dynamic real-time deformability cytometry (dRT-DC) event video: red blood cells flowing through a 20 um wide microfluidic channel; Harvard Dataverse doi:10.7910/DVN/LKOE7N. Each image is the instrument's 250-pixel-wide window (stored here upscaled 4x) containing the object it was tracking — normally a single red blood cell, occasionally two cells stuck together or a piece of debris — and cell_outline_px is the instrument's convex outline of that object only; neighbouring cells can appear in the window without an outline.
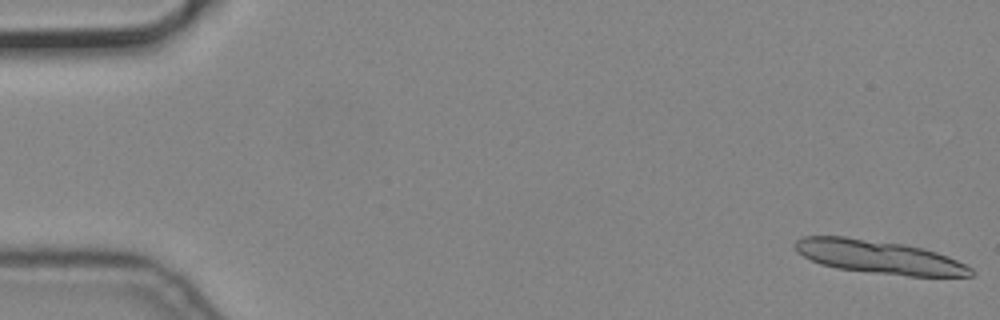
{"species": "common noctule bat (a hibernating species)", "species_latin": "Nyctalus noctula", "temperature_condition": "cold", "stored_images_in_passage": 8, "segment_of_instrument_passage": [1, 2], "camera_frame_rate_fps": 3000, "um_per_image_px": 0.085, "animal": {"sex": "male", "body_mass_g": 19.2, "forearm_length_mm": 51.8}, "frame": {"image": 1, "passage_image": 1, "time_ms": 0.0, "image_size_px": [1000, 320], "cell_outline_px": [[976, 272], [972, 276], [908, 276], [836, 268], [820, 264], [796, 252], [792, 244], [796, 240], [804, 236], [844, 236], [904, 244], [936, 252], [948, 256], [972, 268]], "centroid_in_image_um": [74.69, 21.84], "position_along_channel_um": 10.3, "area_um2": 34.1}}